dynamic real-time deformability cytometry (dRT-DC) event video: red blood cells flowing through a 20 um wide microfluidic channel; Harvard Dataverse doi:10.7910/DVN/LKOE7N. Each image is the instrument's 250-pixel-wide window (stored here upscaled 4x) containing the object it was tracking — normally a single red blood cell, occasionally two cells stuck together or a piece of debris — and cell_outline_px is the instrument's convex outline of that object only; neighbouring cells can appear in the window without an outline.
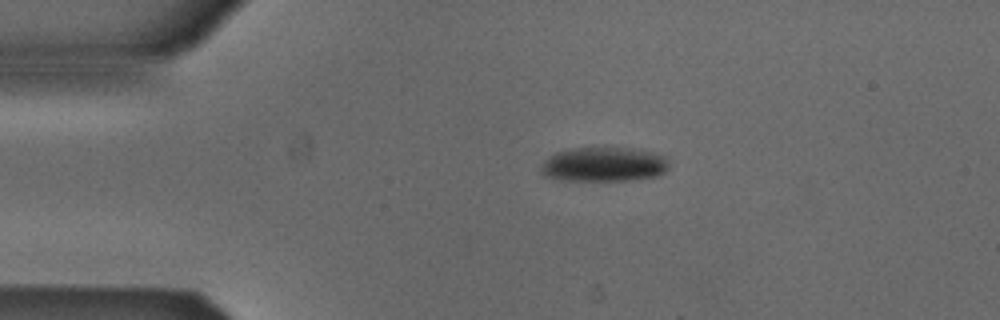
{"species": "Egyptian fruit bat (a non-hibernating species)", "species_latin": "Rousettus aegyptiacus", "temperature_condition": "cold", "stored_images_in_passage": 2, "camera_frame_rate_fps": 3000, "um_per_image_px": 0.085, "animal": {"sex": "male"}, "frame": {"image": 1, "passage_image": 1, "time_ms": 0.0, "image_size_px": [1000, 320], "cell_outline_px": [[668, 168], [664, 172], [656, 176], [632, 180], [556, 180], [544, 176], [540, 172], [540, 164], [548, 156], [556, 152], [576, 148], [632, 148], [652, 152], [664, 156], [668, 160]], "centroid_in_image_um": [51.28, 13.98], "position_along_channel_um": 33.7, "area_um2": 25.84}}
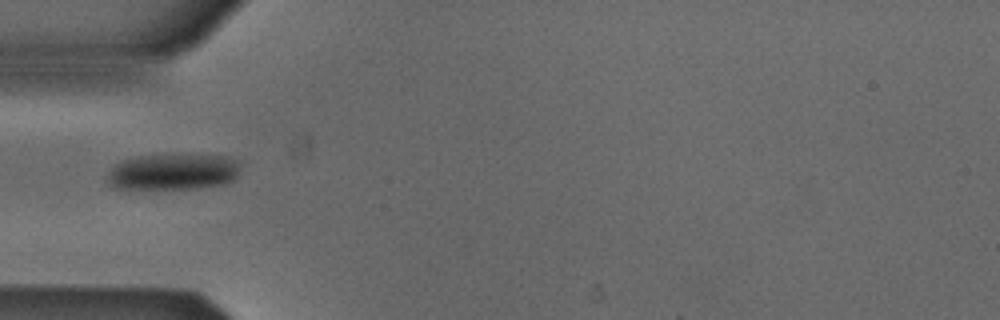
{"frame": {"image": 2, "passage_image": 2, "time_ms": 0.333, "image_size_px": [1000, 320], "cell_outline_px": [[240, 164], [236, 180], [224, 184], [200, 188], [112, 188], [108, 180], [108, 172], [116, 164], [124, 160], [140, 156], [224, 156], [236, 160]], "centroid_in_image_um": [14.74, 14.63], "position_along_channel_um": 70.3, "area_um2": 27.46}}